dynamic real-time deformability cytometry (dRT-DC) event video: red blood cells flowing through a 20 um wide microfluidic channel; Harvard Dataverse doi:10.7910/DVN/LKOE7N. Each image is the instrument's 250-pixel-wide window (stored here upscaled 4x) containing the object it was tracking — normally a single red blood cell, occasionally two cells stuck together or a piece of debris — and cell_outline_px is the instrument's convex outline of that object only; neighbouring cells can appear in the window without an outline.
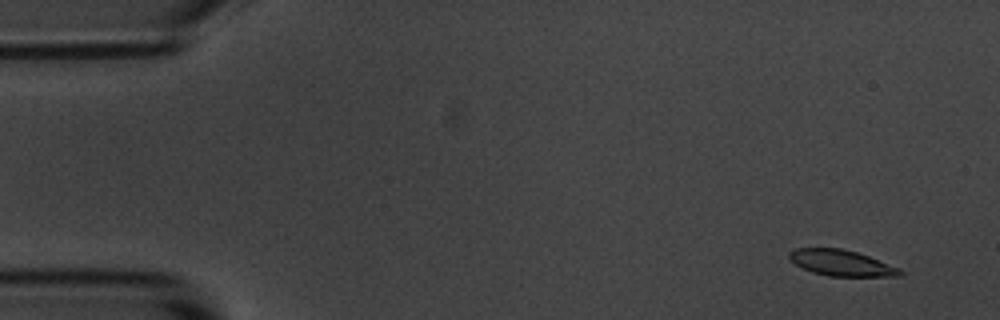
{"species": "common noctule bat (a hibernating species)", "species_latin": "Nyctalus noctula", "temperature_condition": "room temperature", "stored_images_in_passage": 56, "camera_frame_rate_fps": 3000, "um_per_image_px": 0.085, "animal": {"sex": "male", "body_mass_g": 20.1, "forearm_length_mm": 53.5}, "frame": {"image": 1, "passage_image": 4, "time_ms": 1.0, "image_size_px": [1000, 320], "cell_outline_px": [[904, 272], [900, 276], [828, 276], [812, 272], [796, 264], [788, 256], [788, 252], [796, 248], [840, 248], [856, 252], [868, 256], [900, 268]], "centroid_in_image_um": [71.52, 22.35], "position_along_channel_um": 13.5, "area_um2": 16.59}}
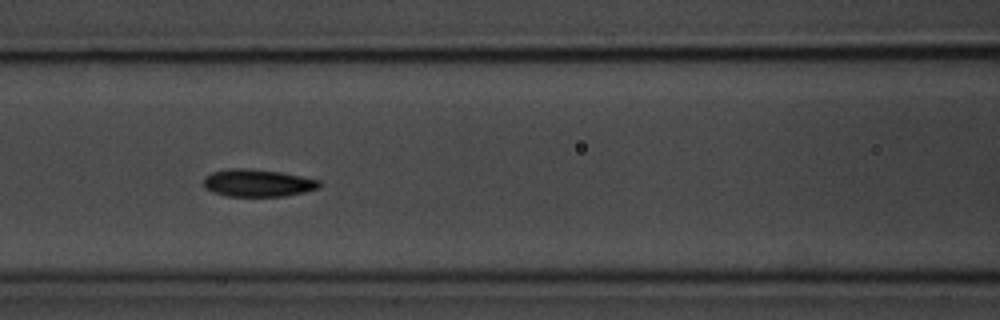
{"frame": {"image": 2, "passage_image": 24, "time_ms": 7.667, "image_size_px": [1000, 320], "cell_outline_px": [[320, 188], [304, 192], [284, 196], [228, 196], [212, 192], [204, 188], [204, 176], [212, 172], [228, 168], [248, 168], [280, 172], [320, 180]], "centroid_in_image_um": [21.88, 15.55], "position_along_channel_um": 144.7, "area_um2": 18.55}}
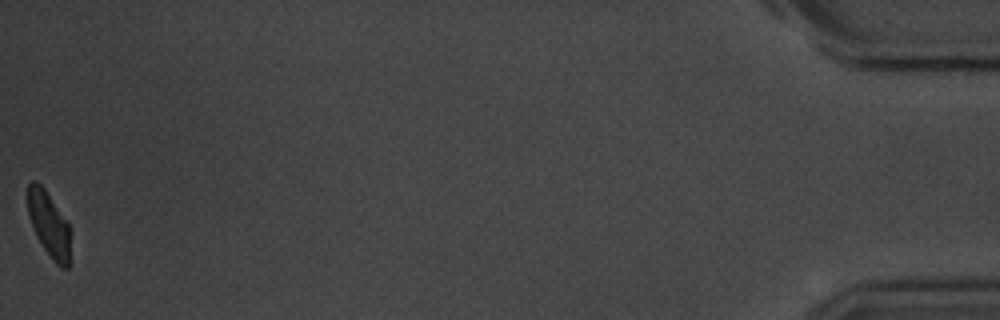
{"frame": {"image": 3, "passage_image": 56, "time_ms": 18.333, "image_size_px": [1000, 320], "cell_outline_px": [[68, 268], [60, 268], [52, 260], [36, 236], [28, 212], [28, 184], [32, 180], [36, 180], [44, 188], [68, 224]], "centroid_in_image_um": [4.12, 19.05], "position_along_channel_um": 431.1, "area_um2": 15.55}, "authors_computed_cell_mechanics": {"area_um2": 17.918, "velocity_mm_per_s": 3.6077, "shape_relaxation_time_tau1_ms": 1.9896, "shape_relaxation_time_tau2_ms": 3.3635, "deformation_change_tau1": 0.1296, "deformation_change_tau2": 0.0808}}